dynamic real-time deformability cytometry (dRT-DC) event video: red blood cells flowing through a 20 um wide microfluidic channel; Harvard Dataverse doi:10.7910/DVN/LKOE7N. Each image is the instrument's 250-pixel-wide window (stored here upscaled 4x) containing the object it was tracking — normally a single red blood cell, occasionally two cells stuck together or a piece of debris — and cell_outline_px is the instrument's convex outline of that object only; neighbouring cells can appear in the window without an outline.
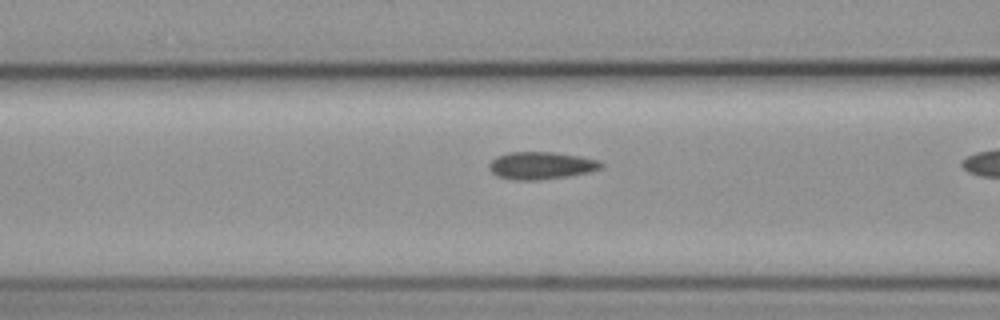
{"species": "common noctule bat (a hibernating species)", "species_latin": "Nyctalus noctula", "temperature_condition": "cold", "stored_images_in_passage": 16, "camera_frame_rate_fps": 3000, "um_per_image_px": 0.085, "animal": {"sex": "female", "body_mass_g": 19.3, "forearm_length_mm": 54.1}, "frame": {"image": 1, "passage_image": 14, "time_ms": 4.333, "image_size_px": [1000, 320], "cell_outline_px": [[604, 164], [600, 168], [592, 172], [568, 176], [540, 180], [516, 180], [496, 176], [488, 168], [488, 164], [496, 156], [508, 152], [552, 152], [580, 156], [600, 160]], "centroid_in_image_um": [46.0, 14.07], "position_along_channel_um": 120.6, "area_um2": 18.09}}